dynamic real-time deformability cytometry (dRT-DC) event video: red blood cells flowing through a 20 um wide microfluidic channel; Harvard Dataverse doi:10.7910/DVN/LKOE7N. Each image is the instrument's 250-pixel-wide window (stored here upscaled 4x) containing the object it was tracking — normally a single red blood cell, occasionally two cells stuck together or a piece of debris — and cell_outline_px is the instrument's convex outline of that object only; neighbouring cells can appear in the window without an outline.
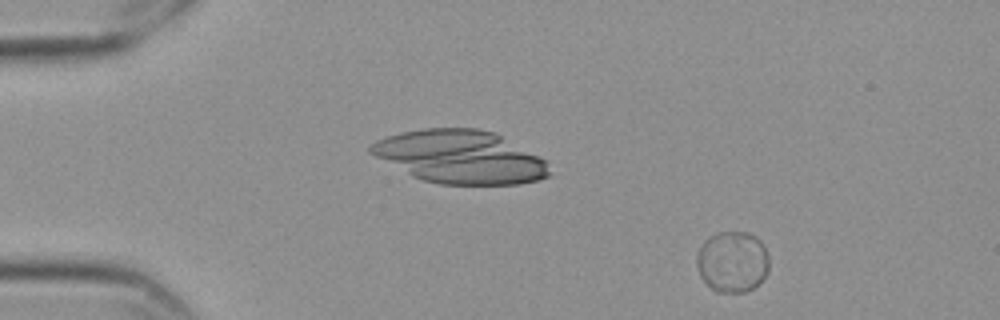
{"species": "Egyptian fruit bat (a non-hibernating species)", "species_latin": "Rousettus aegyptiacus", "temperature_condition": "cold", "stored_images_in_passage": 53, "camera_frame_rate_fps": 3000, "um_per_image_px": 0.085, "frame": {"image": 1, "passage_image": 2, "time_ms": 0.333, "image_size_px": [1000, 320], "cell_outline_px": [[768, 272], [752, 288], [744, 292], [716, 292], [700, 276], [696, 264], [696, 256], [704, 240], [708, 236], [716, 232], [748, 232], [756, 236], [764, 244], [768, 252]], "centroid_in_image_um": [62.25, 22.21], "position_along_channel_um": 22.8, "area_um2": 25.89}}
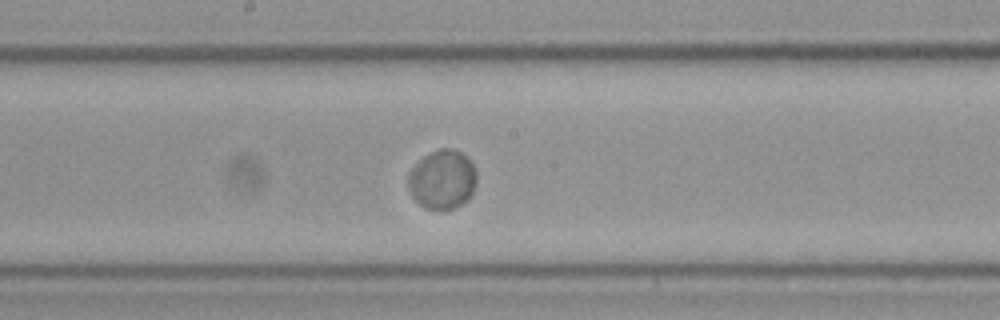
{"frame": {"image": 2, "passage_image": 26, "time_ms": 8.333, "image_size_px": [1000, 320], "cell_outline_px": [[476, 184], [468, 200], [444, 212], [440, 212], [424, 208], [412, 196], [408, 184], [408, 176], [412, 168], [424, 156], [440, 148], [452, 148], [460, 152], [476, 168]], "centroid_in_image_um": [37.6, 15.29], "position_along_channel_um": 210.6, "area_um2": 23.64}}
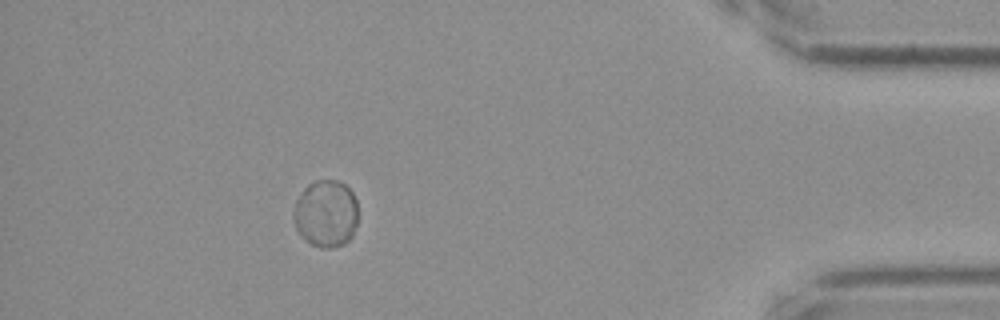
{"frame": {"image": 3, "passage_image": 47, "time_ms": 15.333, "image_size_px": [1000, 320], "cell_outline_px": [[356, 224], [352, 236], [344, 244], [328, 248], [320, 248], [312, 244], [296, 228], [292, 220], [292, 216], [296, 200], [304, 188], [308, 184], [316, 180], [336, 180], [344, 184], [352, 192], [356, 200]], "centroid_in_image_um": [27.69, 18.14], "position_along_channel_um": 407.5, "area_um2": 25.09}, "authors_computed_cell_mechanics": {"area_um2": 24.9696, "velocity_mm_per_s": 3.4694, "shape_relaxation_time_tau1_ms": 1.3305, "shape_relaxation_time_tau2_ms": null, "deformation_change_tau1": 0.013, "deformation_change_tau2": null}}